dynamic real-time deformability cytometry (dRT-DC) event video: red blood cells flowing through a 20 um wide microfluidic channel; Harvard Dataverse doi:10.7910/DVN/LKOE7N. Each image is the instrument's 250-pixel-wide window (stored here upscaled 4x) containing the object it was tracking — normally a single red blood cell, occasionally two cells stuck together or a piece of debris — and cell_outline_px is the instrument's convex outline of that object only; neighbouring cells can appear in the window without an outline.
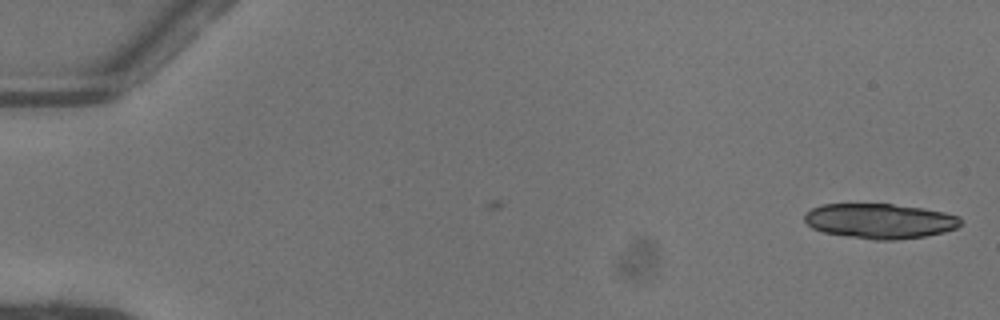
{"species": "common noctule bat (a hibernating species)", "species_latin": "Nyctalus noctula", "temperature_condition": "warm", "stored_images_in_passage": 21, "camera_frame_rate_fps": 3000, "um_per_image_px": 0.085, "animal": {"sex": "female"}, "frame": {"image": 1, "passage_image": 1, "time_ms": 0.0, "image_size_px": [1000, 320], "cell_outline_px": [[960, 224], [956, 228], [944, 232], [924, 236], [896, 240], [872, 240], [824, 232], [812, 228], [804, 220], [804, 212], [812, 208], [824, 204], [892, 204], [924, 208], [944, 212], [960, 216]], "centroid_in_image_um": [74.78, 18.78], "position_along_channel_um": 10.2, "area_um2": 31.85}}